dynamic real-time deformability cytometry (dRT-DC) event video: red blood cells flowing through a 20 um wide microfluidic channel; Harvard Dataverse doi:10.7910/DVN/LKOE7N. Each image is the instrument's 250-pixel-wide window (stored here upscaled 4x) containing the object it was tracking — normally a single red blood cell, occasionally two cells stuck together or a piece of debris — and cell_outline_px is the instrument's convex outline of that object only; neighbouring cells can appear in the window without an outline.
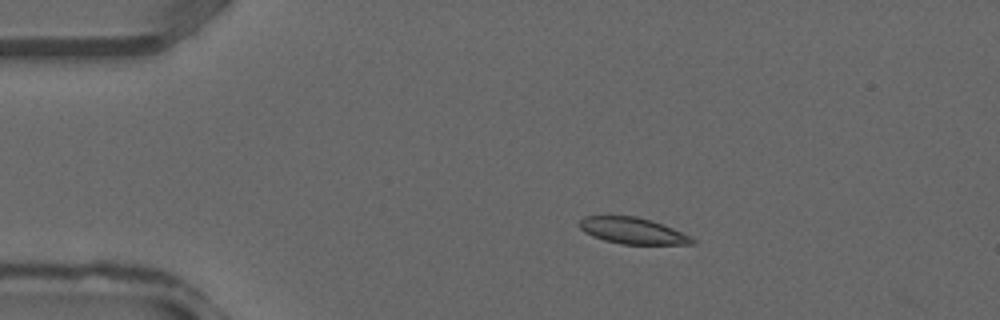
{"species": "common noctule bat (a hibernating species)", "species_latin": "Nyctalus noctula", "temperature_condition": "warm", "stored_images_in_passage": 35, "camera_frame_rate_fps": 3000, "um_per_image_px": 0.085, "animal": {"sex": "male", "forearm_length_mm": 52.5}, "frame": {"image": 1, "passage_image": 7, "time_ms": 2.0, "image_size_px": [1000, 320], "cell_outline_px": [[696, 244], [620, 244], [604, 240], [592, 236], [584, 232], [580, 228], [580, 220], [584, 216], [636, 216], [672, 228], [696, 240]], "centroid_in_image_um": [53.73, 19.62], "position_along_channel_um": 31.3, "area_um2": 16.99}}
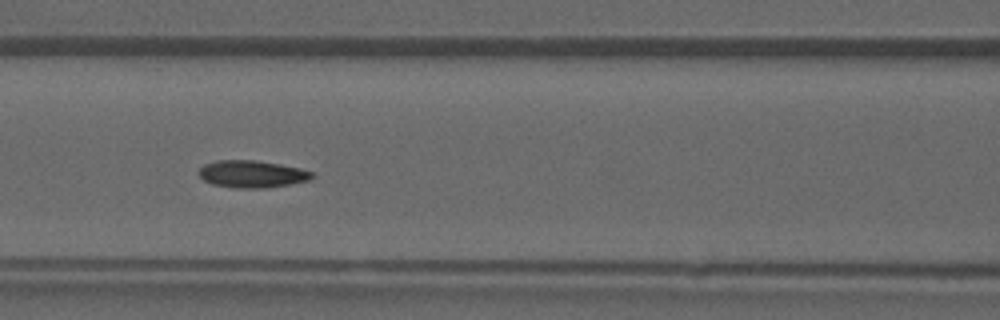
{"frame": {"image": 2, "passage_image": 16, "time_ms": 5.0, "image_size_px": [1000, 320], "cell_outline_px": [[312, 180], [264, 188], [236, 188], [212, 184], [204, 180], [200, 176], [200, 168], [204, 164], [216, 160], [256, 160], [280, 164], [300, 168], [312, 172]], "centroid_in_image_um": [21.41, 14.79], "position_along_channel_um": 145.2, "area_um2": 17.86}}
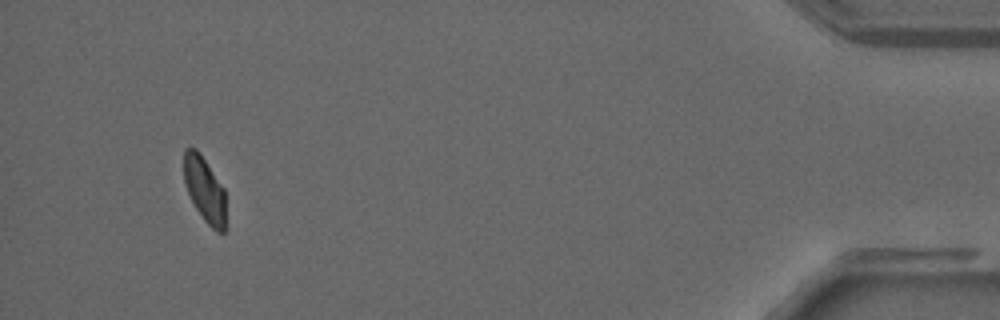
{"frame": {"image": 3, "passage_image": 35, "time_ms": 11.333, "image_size_px": [1000, 320], "cell_outline_px": [[228, 228], [224, 232], [216, 232], [204, 220], [196, 208], [184, 184], [184, 148], [196, 148], [200, 152], [224, 188]], "centroid_in_image_um": [17.44, 16.16], "position_along_channel_um": 417.8, "area_um2": 16.36}}